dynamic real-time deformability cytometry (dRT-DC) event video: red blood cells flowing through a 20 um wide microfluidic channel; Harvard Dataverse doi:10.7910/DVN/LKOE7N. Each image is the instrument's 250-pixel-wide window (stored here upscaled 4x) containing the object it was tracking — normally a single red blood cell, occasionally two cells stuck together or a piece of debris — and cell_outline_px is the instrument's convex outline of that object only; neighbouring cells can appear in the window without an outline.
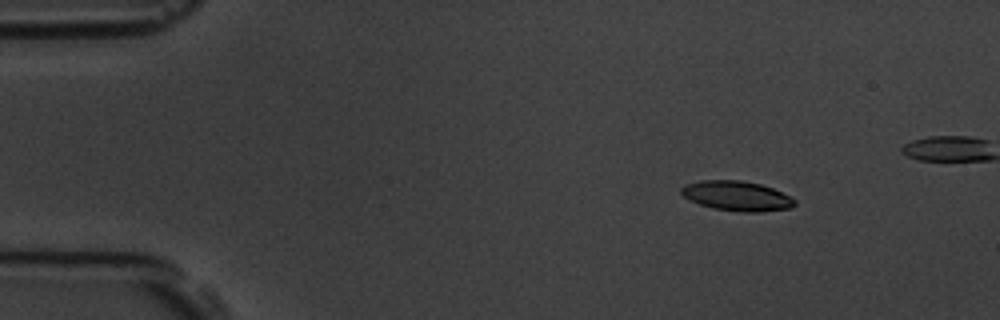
{"species": "common noctule bat (a hibernating species)", "species_latin": "Nyctalus noctula", "temperature_condition": "room temperature", "stored_images_in_passage": 5, "camera_frame_rate_fps": 3000, "um_per_image_px": 0.085, "animal": {"sex": "male", "body_mass_g": 19.5, "forearm_length_mm": 54.6}, "frame": {"image": 1, "passage_image": 2, "time_ms": 1.0, "image_size_px": [1000, 320], "cell_outline_px": [[796, 204], [792, 208], [760, 212], [740, 212], [712, 208], [700, 204], [684, 196], [680, 192], [680, 188], [684, 184], [704, 180], [740, 180], [760, 184], [772, 188], [792, 196], [796, 200]], "centroid_in_image_um": [62.67, 16.66], "position_along_channel_um": 22.3, "area_um2": 19.83}}